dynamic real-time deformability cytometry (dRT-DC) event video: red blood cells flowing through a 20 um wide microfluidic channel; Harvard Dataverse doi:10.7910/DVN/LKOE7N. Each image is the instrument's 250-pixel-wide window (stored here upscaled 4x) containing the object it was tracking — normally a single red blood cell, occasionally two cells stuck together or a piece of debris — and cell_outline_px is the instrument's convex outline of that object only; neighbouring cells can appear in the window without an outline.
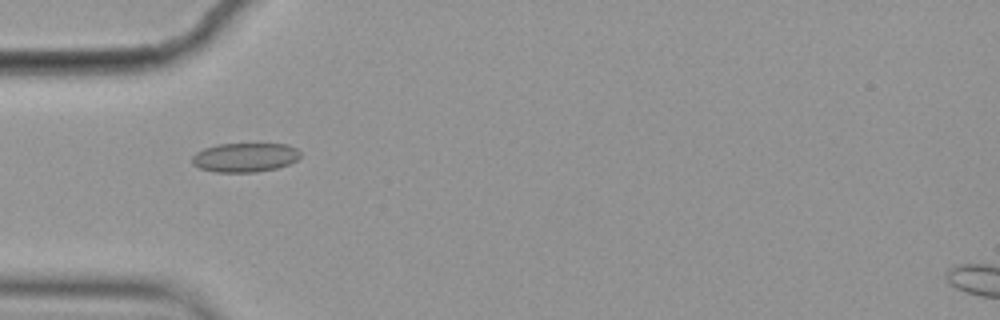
{"species": "common noctule bat (a hibernating species)", "species_latin": "Nyctalus noctula", "temperature_condition": "cold", "stored_images_in_passage": 4, "camera_frame_rate_fps": 3000, "um_per_image_px": 0.085, "animal": {"sex": "female", "body_mass_g": 19.9}, "frame": {"image": 1, "passage_image": 3, "time_ms": 0.667, "image_size_px": [1000, 320], "cell_outline_px": [[300, 156], [296, 160], [288, 164], [276, 168], [256, 172], [216, 172], [200, 168], [192, 164], [192, 156], [196, 152], [204, 148], [216, 144], [288, 144], [296, 148], [300, 152]], "centroid_in_image_um": [20.8, 13.37], "position_along_channel_um": 64.2, "area_um2": 18.38}}
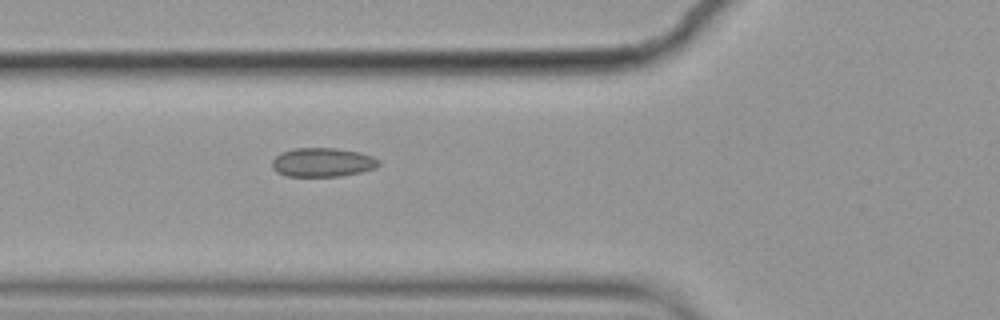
{"frame": {"image": 2, "passage_image": 4, "time_ms": 1.0, "image_size_px": [1000, 320], "cell_outline_px": [[380, 164], [376, 168], [360, 172], [340, 176], [284, 176], [276, 172], [272, 168], [272, 160], [280, 152], [292, 148], [336, 148], [360, 152], [372, 156], [380, 160]], "centroid_in_image_um": [27.4, 13.79], "position_along_channel_um": 98.4, "area_um2": 18.21}}